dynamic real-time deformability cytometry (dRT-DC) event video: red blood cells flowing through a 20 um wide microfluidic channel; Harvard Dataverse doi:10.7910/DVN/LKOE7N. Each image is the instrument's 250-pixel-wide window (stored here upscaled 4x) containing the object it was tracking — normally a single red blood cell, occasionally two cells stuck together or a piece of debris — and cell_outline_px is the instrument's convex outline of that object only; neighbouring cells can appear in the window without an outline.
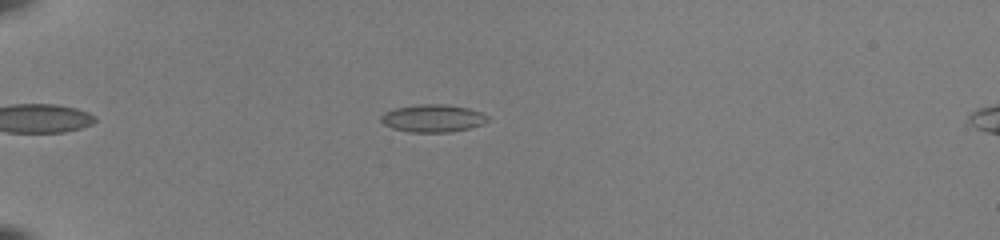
{"species": "common noctule bat (a hibernating species)", "species_latin": "Nyctalus noctula", "temperature_condition": "room temperature", "stored_images_in_passage": 51, "camera_frame_rate_fps": 3000, "um_per_image_px": 0.085, "animal": {"sex": "female", "body_mass_g": 22.0, "forearm_length_mm": 56.7}, "frame": {"image": 1, "passage_image": 15, "time_ms": 4.667, "image_size_px": [1000, 240], "cell_outline_px": [[492, 120], [484, 124], [468, 128], [448, 132], [408, 132], [392, 128], [384, 124], [380, 120], [380, 116], [384, 112], [396, 108], [420, 104], [448, 104], [468, 108], [480, 112], [488, 116]], "centroid_in_image_um": [36.81, 10.05], "position_along_channel_um": 48.2, "area_um2": 17.28}}
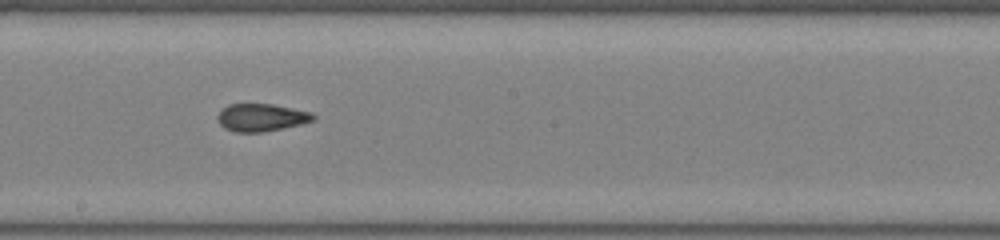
{"frame": {"image": 2, "passage_image": 31, "time_ms": 10.0, "image_size_px": [1000, 240], "cell_outline_px": [[316, 120], [284, 128], [264, 132], [236, 132], [224, 128], [216, 120], [216, 116], [228, 104], [272, 104], [312, 112], [316, 116]], "centroid_in_image_um": [22.22, 9.99], "position_along_channel_um": 226.0, "area_um2": 15.49}}
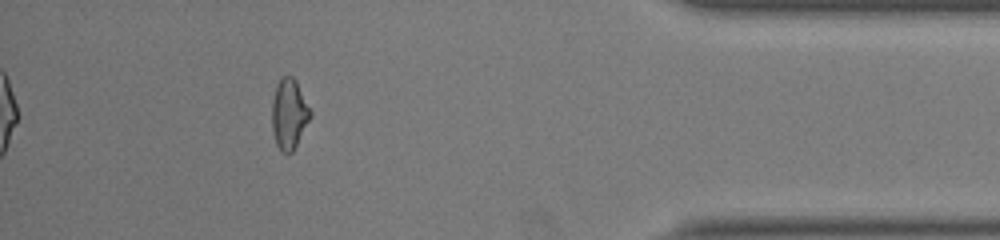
{"frame": {"image": 3, "passage_image": 47, "time_ms": 15.333, "image_size_px": [1000, 240], "cell_outline_px": [[312, 116], [292, 152], [280, 152], [276, 144], [272, 132], [272, 100], [276, 84], [284, 76], [292, 76], [296, 80], [312, 112]], "centroid_in_image_um": [24.57, 9.69], "position_along_channel_um": 410.6, "area_um2": 15.78}, "authors_computed_cell_mechanics": {"area_um2": 16.0684, "velocity_mm_per_s": 4.046, "shape_relaxation_time_tau1_ms": null, "shape_relaxation_time_tau2_ms": 1.3842, "deformation_change_tau1": null, "deformation_change_tau2": 0.0696}}